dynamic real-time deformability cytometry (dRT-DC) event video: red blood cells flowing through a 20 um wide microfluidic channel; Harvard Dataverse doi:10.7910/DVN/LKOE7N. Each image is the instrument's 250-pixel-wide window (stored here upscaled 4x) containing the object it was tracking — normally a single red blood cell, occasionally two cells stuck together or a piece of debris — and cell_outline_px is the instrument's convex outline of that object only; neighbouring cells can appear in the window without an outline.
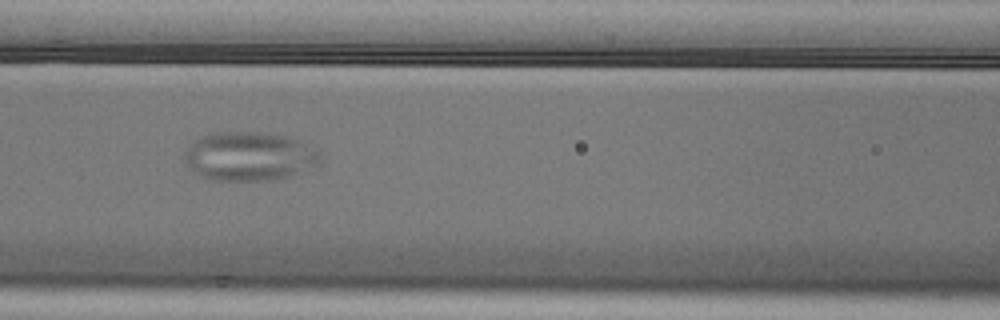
{"species": "Egyptian fruit bat (a non-hibernating species)", "species_latin": "Rousettus aegyptiacus", "temperature_condition": "cold", "stored_images_in_passage": 11, "camera_frame_rate_fps": 3000, "um_per_image_px": 0.085, "animal": {"sex": "male"}, "frame": {"image": 1, "passage_image": 7, "time_ms": 2.0, "image_size_px": [1000, 320], "cell_outline_px": [[324, 156], [320, 164], [300, 172], [288, 176], [272, 180], [212, 180], [200, 176], [188, 168], [184, 164], [184, 152], [196, 140], [212, 132], [256, 132], [284, 136], [320, 148]], "centroid_in_image_um": [21.23, 13.29], "position_along_channel_um": 145.4, "area_um2": 38.96}}
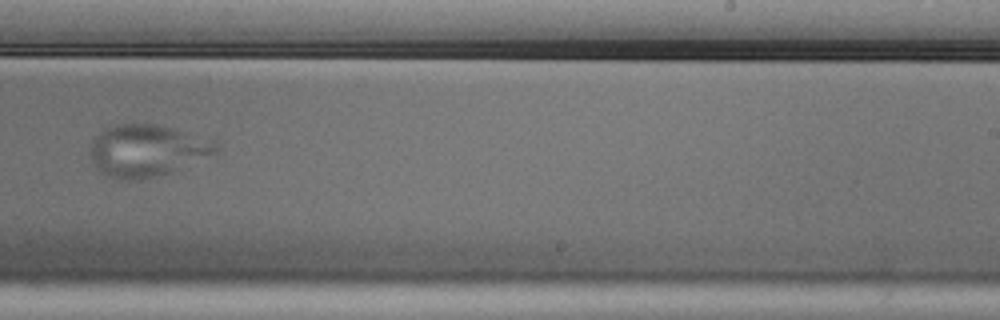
{"frame": {"image": 2, "passage_image": 10, "time_ms": 3.0, "image_size_px": [1000, 320], "cell_outline_px": [[216, 152], [168, 172], [140, 180], [120, 180], [108, 176], [100, 172], [92, 164], [92, 144], [96, 136], [104, 128], [116, 124], [156, 124], [172, 128], [216, 140]], "centroid_in_image_um": [12.44, 12.78], "position_along_channel_um": 276.6, "area_um2": 37.4}}